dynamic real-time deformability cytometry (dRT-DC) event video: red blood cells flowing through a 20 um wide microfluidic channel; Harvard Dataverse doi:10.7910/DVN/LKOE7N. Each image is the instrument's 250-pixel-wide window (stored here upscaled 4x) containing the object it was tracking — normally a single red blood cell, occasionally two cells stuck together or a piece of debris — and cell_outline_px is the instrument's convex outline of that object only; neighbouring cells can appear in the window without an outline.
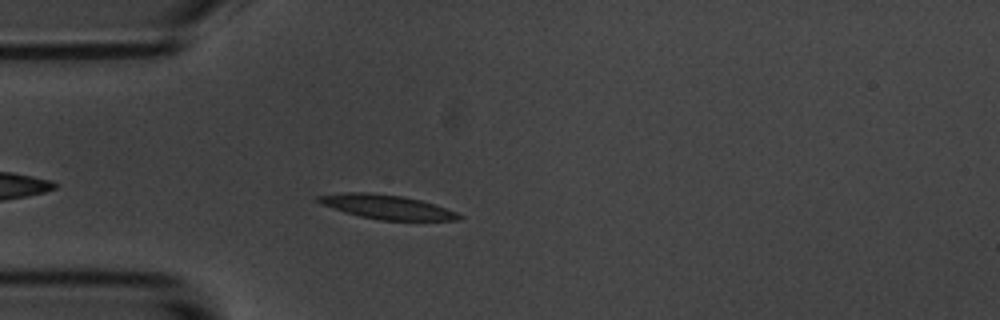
{"species": "common noctule bat (a hibernating species)", "species_latin": "Nyctalus noctula", "temperature_condition": "room temperature", "stored_images_in_passage": 45, "camera_frame_rate_fps": 3000, "um_per_image_px": 0.085, "animal": {"sex": "male", "body_mass_g": 20.1, "forearm_length_mm": 53.5}, "frame": {"image": 1, "passage_image": 4, "time_ms": 1.0, "image_size_px": [1000, 320], "cell_outline_px": [[464, 216], [460, 220], [380, 220], [360, 216], [344, 212], [320, 204], [316, 200], [316, 196], [344, 192], [368, 192], [400, 196], [420, 200], [456, 212]], "centroid_in_image_um": [32.83, 17.59], "position_along_channel_um": 52.2, "area_um2": 19.65}}
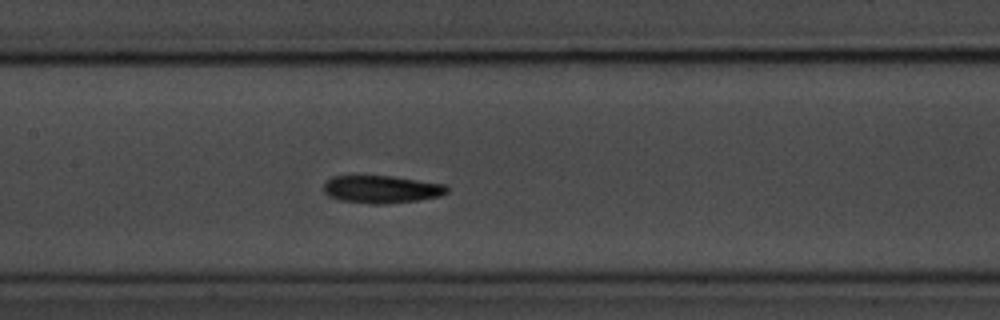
{"frame": {"image": 2, "passage_image": 15, "time_ms": 4.667, "image_size_px": [1000, 320], "cell_outline_px": [[448, 192], [440, 196], [420, 200], [388, 204], [368, 204], [340, 200], [328, 196], [324, 192], [324, 184], [332, 176], [392, 176], [448, 184]], "centroid_in_image_um": [32.47, 16.1], "position_along_channel_um": 174.9, "area_um2": 20.11}}
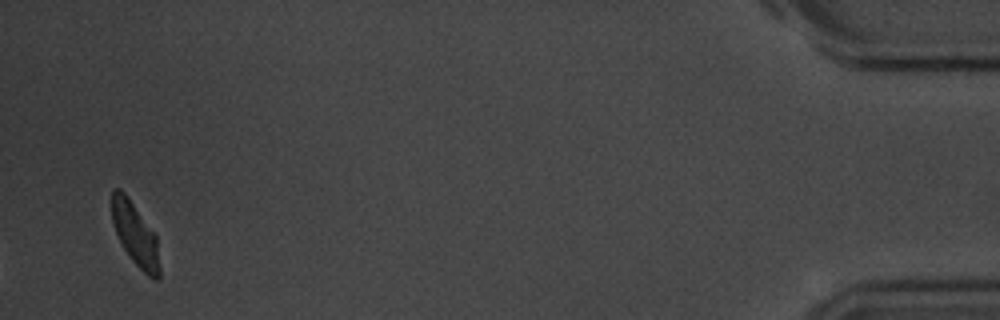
{"frame": {"image": 3, "passage_image": 43, "time_ms": 14.0, "image_size_px": [1000, 320], "cell_outline_px": [[160, 280], [152, 280], [132, 260], [124, 248], [116, 232], [112, 220], [112, 188], [120, 188], [124, 192], [156, 236], [160, 268]], "centroid_in_image_um": [11.51, 19.95], "position_along_channel_um": 423.7, "area_um2": 17.17}, "authors_computed_cell_mechanics": {"area_um2": 19.1896, "velocity_mm_per_s": 3.5675, "shape_relaxation_time_tau1_ms": 2.1356, "shape_relaxation_time_tau2_ms": null, "deformation_change_tau1": 0.148, "deformation_change_tau2": null}}